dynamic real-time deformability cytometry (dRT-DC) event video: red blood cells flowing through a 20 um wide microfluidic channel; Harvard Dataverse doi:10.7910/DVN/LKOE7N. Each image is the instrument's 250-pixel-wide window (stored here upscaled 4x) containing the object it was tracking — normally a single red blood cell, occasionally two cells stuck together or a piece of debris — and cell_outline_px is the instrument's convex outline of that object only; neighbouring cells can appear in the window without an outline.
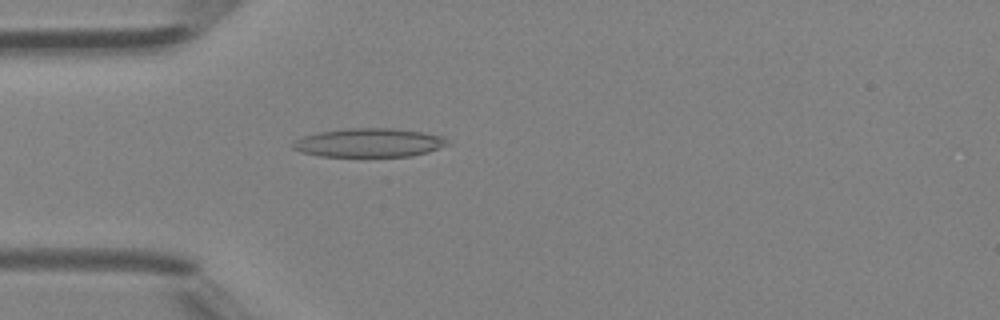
{"species": "Egyptian fruit bat (a non-hibernating species)", "species_latin": "Rousettus aegyptiacus", "temperature_condition": "room temperature", "stored_images_in_passage": 39, "camera_frame_rate_fps": 3000, "um_per_image_px": 0.085, "animal": {"sex": "female"}, "frame": {"image": 1, "passage_image": 7, "time_ms": 2.0, "image_size_px": [1000, 320], "cell_outline_px": [[452, 144], [428, 152], [412, 156], [320, 156], [300, 152], [292, 148], [292, 144], [296, 140], [304, 136], [320, 132], [352, 128], [396, 128], [424, 132], [444, 136]], "centroid_in_image_um": [31.44, 12.13], "position_along_channel_um": 53.6, "area_um2": 26.01}}
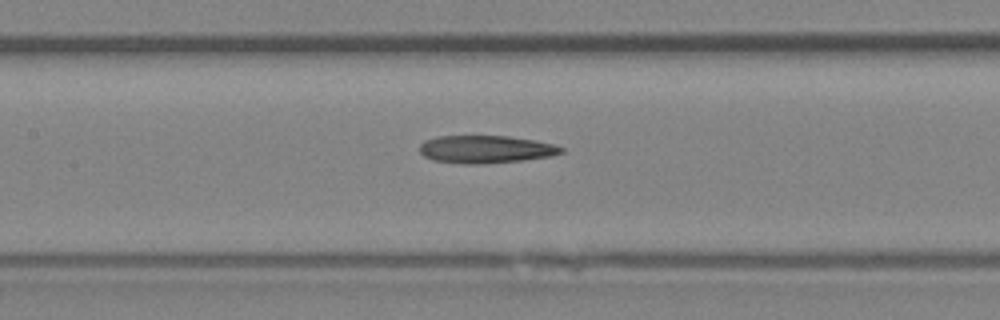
{"frame": {"image": 2, "passage_image": 15, "time_ms": 4.667, "image_size_px": [1000, 320], "cell_outline_px": [[564, 152], [552, 156], [524, 160], [484, 164], [464, 164], [432, 160], [424, 156], [420, 152], [420, 144], [424, 140], [436, 136], [508, 136], [536, 140], [556, 144], [564, 148]], "centroid_in_image_um": [41.31, 12.69], "position_along_channel_um": 166.1, "area_um2": 23.18}}
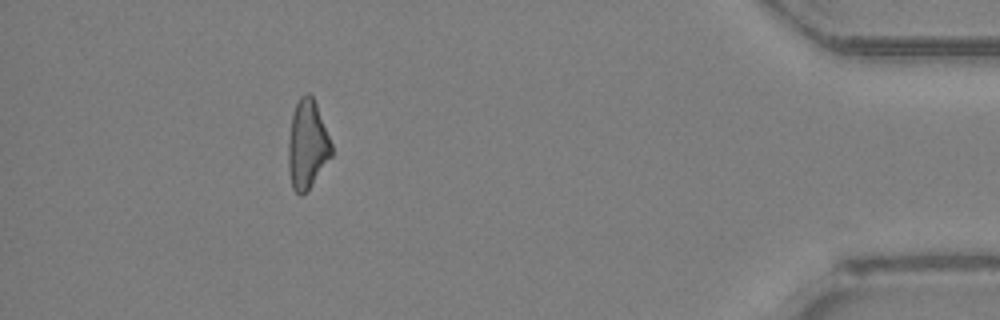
{"frame": {"image": 3, "passage_image": 35, "time_ms": 11.333, "image_size_px": [1000, 320], "cell_outline_px": [[332, 156], [308, 188], [300, 196], [292, 188], [288, 168], [288, 140], [292, 116], [296, 104], [300, 96], [304, 92], [308, 92], [312, 96], [316, 104], [332, 144]], "centroid_in_image_um": [26.1, 12.26], "position_along_channel_um": 409.1, "area_um2": 22.08}}